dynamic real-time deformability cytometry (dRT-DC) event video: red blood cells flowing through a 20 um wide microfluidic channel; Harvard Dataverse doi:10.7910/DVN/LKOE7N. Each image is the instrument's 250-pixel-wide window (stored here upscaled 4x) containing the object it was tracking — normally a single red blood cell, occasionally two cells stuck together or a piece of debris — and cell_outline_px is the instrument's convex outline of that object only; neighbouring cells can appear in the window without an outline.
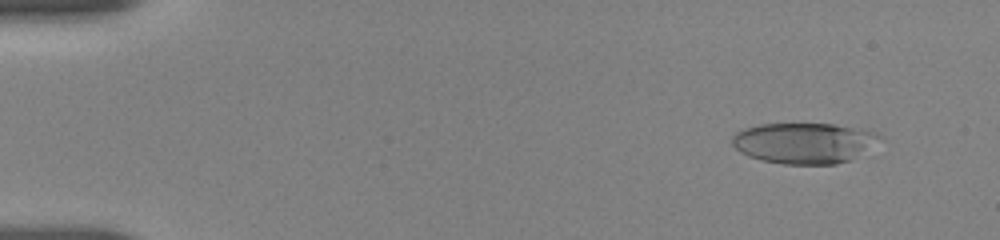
{"species": "human", "species_latin": "Homo sapiens", "temperature_condition": "room temperature", "stored_images_in_passage": 55, "camera_frame_rate_fps": 3000, "um_per_image_px": 0.085, "donor": {"sex": "female"}, "frame": {"image": 1, "passage_image": 5, "time_ms": 1.333, "image_size_px": [1000, 240], "cell_outline_px": [[884, 140], [848, 160], [836, 164], [784, 164], [764, 160], [748, 156], [740, 152], [732, 144], [732, 136], [736, 132], [744, 128], [760, 124], [832, 124], [860, 128], [876, 132]], "centroid_in_image_um": [68.36, 12.14], "position_along_channel_um": 16.6, "area_um2": 34.97}}
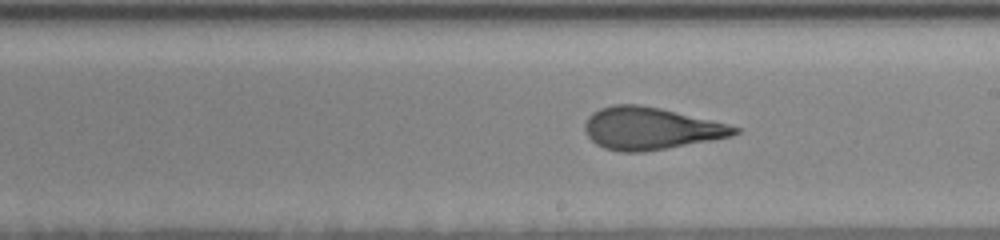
{"frame": {"image": 2, "passage_image": 32, "time_ms": 10.333, "image_size_px": [1000, 240], "cell_outline_px": [[740, 132], [732, 136], [712, 140], [644, 152], [620, 152], [604, 148], [596, 144], [588, 136], [584, 128], [584, 124], [588, 116], [592, 112], [600, 108], [612, 104], [640, 104], [660, 108], [728, 124], [740, 128]], "centroid_in_image_um": [55.27, 10.91], "position_along_channel_um": 233.7, "area_um2": 36.88}}
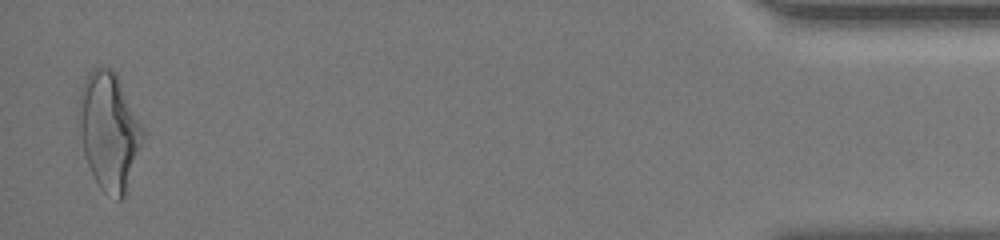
{"frame": {"image": 3, "passage_image": 54, "time_ms": 17.667, "image_size_px": [1000, 240], "cell_outline_px": [[144, 136], [124, 196], [120, 200], [116, 200], [104, 192], [100, 188], [88, 164], [84, 152], [80, 132], [76, 108], [80, 92], [84, 80], [88, 72], [92, 68], [108, 68], [116, 72], [144, 128]], "centroid_in_image_um": [9.25, 11.1], "position_along_channel_um": 425.9, "area_um2": 43.64}, "authors_computed_cell_mechanics": {"area_um2": 36.3562, "velocity_mm_per_s": 3.6953, "shape_relaxation_time_tau1_ms": 5.306, "shape_relaxation_time_tau2_ms": 1.3597, "deformation_change_tau1": 0.1972, "deformation_change_tau2": 0.1073}}